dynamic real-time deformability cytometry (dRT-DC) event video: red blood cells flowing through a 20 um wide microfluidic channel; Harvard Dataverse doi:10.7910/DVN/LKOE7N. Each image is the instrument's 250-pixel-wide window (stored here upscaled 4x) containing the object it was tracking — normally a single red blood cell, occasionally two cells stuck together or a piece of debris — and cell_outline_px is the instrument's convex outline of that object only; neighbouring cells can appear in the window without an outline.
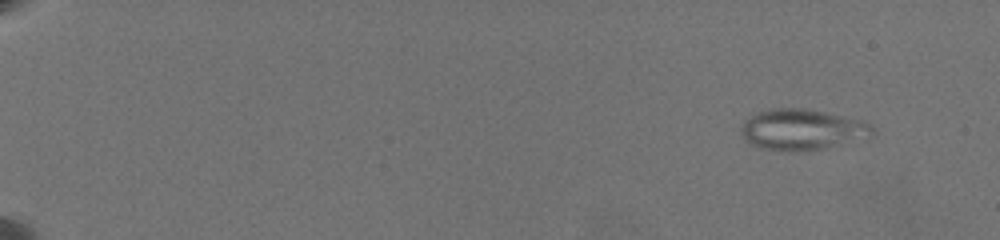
{"species": "common noctule bat (a hibernating species)", "species_latin": "Nyctalus noctula", "temperature_condition": "warm", "stored_images_in_passage": 61, "camera_frame_rate_fps": 3000, "um_per_image_px": 0.085, "animal": {"sex": "female", "body_mass_g": 19.5, "forearm_length_mm": 54.1}, "frame": {"image": 1, "passage_image": 5, "time_ms": 1.333, "image_size_px": [1000, 240], "cell_outline_px": [[872, 132], [868, 140], [828, 148], [764, 148], [752, 144], [740, 132], [740, 128], [744, 120], [756, 112], [768, 108], [804, 108], [864, 120], [872, 128]], "centroid_in_image_um": [68.24, 10.97], "position_along_channel_um": 16.8, "area_um2": 30.75}}
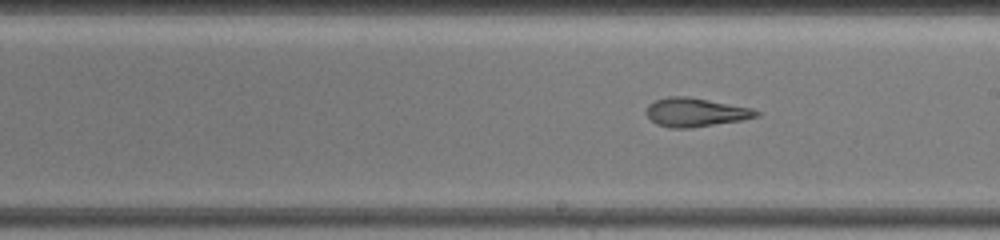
{"frame": {"image": 2, "passage_image": 38, "time_ms": 12.333, "image_size_px": [1000, 240], "cell_outline_px": [[760, 116], [740, 120], [688, 128], [668, 128], [656, 124], [644, 112], [648, 104], [656, 100], [668, 96], [688, 96], [752, 108], [760, 112]], "centroid_in_image_um": [59.08, 9.54], "position_along_channel_um": 229.9, "area_um2": 18.38}}
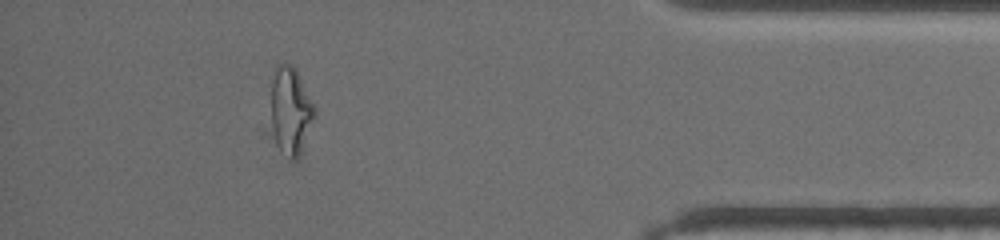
{"frame": {"image": 3, "passage_image": 56, "time_ms": 18.333, "image_size_px": [1000, 240], "cell_outline_px": [[316, 116], [300, 152], [296, 160], [280, 148], [276, 144], [272, 120], [272, 80], [276, 64], [284, 60], [296, 68], [316, 108]], "centroid_in_image_um": [24.73, 9.29], "position_along_channel_um": 410.5, "area_um2": 21.91}, "authors_computed_cell_mechanics": {"area_um2": 22.6576, "velocity_mm_per_s": 3.5778, "shape_relaxation_time_tau1_ms": null, "shape_relaxation_time_tau2_ms": 1.7697, "deformation_change_tau1": null, "deformation_change_tau2": 0.1086}}